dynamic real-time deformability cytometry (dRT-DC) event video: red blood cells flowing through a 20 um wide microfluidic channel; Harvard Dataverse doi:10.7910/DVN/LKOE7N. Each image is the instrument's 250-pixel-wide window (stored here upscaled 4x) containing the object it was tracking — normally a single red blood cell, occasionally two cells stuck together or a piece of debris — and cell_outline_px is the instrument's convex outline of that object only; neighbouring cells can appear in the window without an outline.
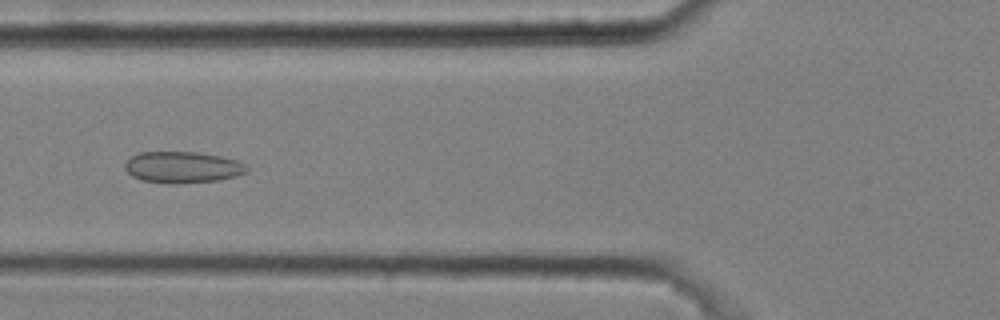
{"species": "common noctule bat (a hibernating species)", "species_latin": "Nyctalus noctula", "temperature_condition": "cold", "stored_images_in_passage": 52, "camera_frame_rate_fps": 3000, "um_per_image_px": 0.085, "animal": {"sex": "male", "body_mass_g": 20.4}, "frame": {"image": 1, "passage_image": 20, "time_ms": 6.333, "image_size_px": [1000, 320], "cell_outline_px": [[248, 172], [236, 176], [220, 180], [172, 184], [168, 184], [144, 180], [132, 176], [124, 168], [124, 164], [132, 156], [140, 152], [196, 152], [220, 156], [236, 160], [244, 164], [248, 168]], "centroid_in_image_um": [15.52, 14.22], "position_along_channel_um": 110.3, "area_um2": 22.25}}
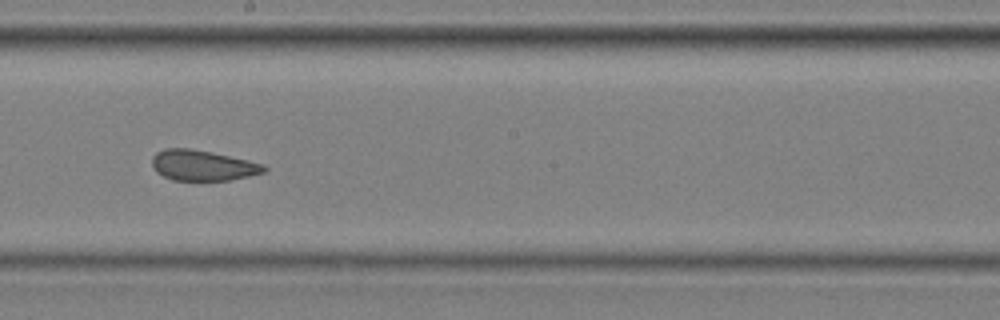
{"frame": {"image": 2, "passage_image": 30, "time_ms": 9.667, "image_size_px": [1000, 320], "cell_outline_px": [[268, 168], [264, 172], [248, 176], [228, 180], [172, 180], [156, 172], [152, 164], [152, 156], [156, 152], [164, 148], [192, 148], [212, 152], [248, 160], [264, 164]], "centroid_in_image_um": [17.21, 14.05], "position_along_channel_um": 231.0, "area_um2": 19.94}}
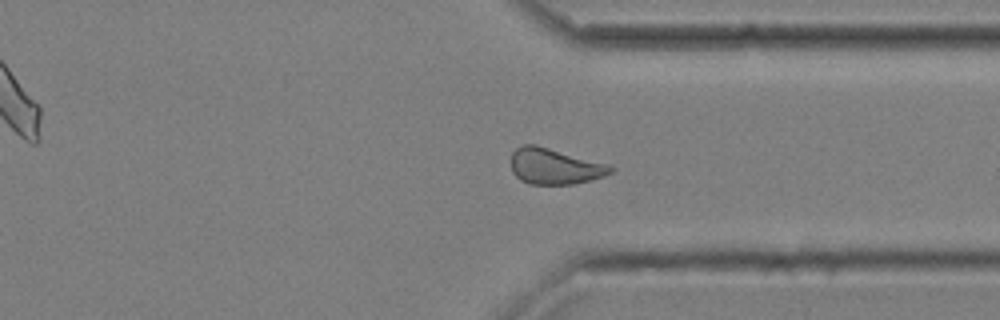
{"frame": {"image": 3, "passage_image": 41, "time_ms": 13.333, "image_size_px": [1000, 320], "cell_outline_px": [[616, 168], [612, 172], [604, 176], [572, 184], [528, 184], [520, 180], [512, 172], [512, 152], [516, 148], [524, 144], [536, 144], [608, 164]], "centroid_in_image_um": [47.14, 14.13], "position_along_channel_um": 364.3, "area_um2": 20.81}, "authors_computed_cell_mechanics": {"area_um2": 21.7039, "velocity_mm_per_s": 3.6261, "shape_relaxation_time_tau1_ms": null, "shape_relaxation_time_tau2_ms": 1.8839, "deformation_change_tau1": null, "deformation_change_tau2": 0.0965}}